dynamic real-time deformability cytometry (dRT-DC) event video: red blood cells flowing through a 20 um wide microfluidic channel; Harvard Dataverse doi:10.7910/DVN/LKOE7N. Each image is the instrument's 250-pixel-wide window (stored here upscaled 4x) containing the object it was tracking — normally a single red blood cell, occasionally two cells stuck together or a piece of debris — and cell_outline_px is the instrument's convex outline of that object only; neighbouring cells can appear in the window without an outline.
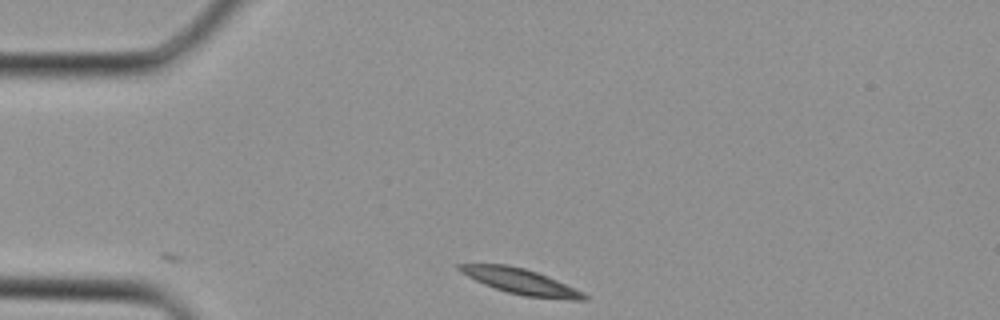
{"species": "Egyptian fruit bat (a non-hibernating species)", "species_latin": "Rousettus aegyptiacus", "temperature_condition": "cold", "stored_images_in_passage": 8, "camera_frame_rate_fps": 3000, "um_per_image_px": 0.085, "animal": {"sex": "female"}, "frame": {"image": 1, "passage_image": 1, "time_ms": 0.0, "image_size_px": [1000, 320], "cell_outline_px": [[588, 300], [572, 300], [524, 296], [508, 292], [484, 284], [460, 272], [456, 268], [456, 264], [508, 264], [524, 268], [548, 276], [576, 288], [584, 292], [588, 296]], "centroid_in_image_um": [44.3, 23.92], "position_along_channel_um": 40.7, "area_um2": 18.55}}
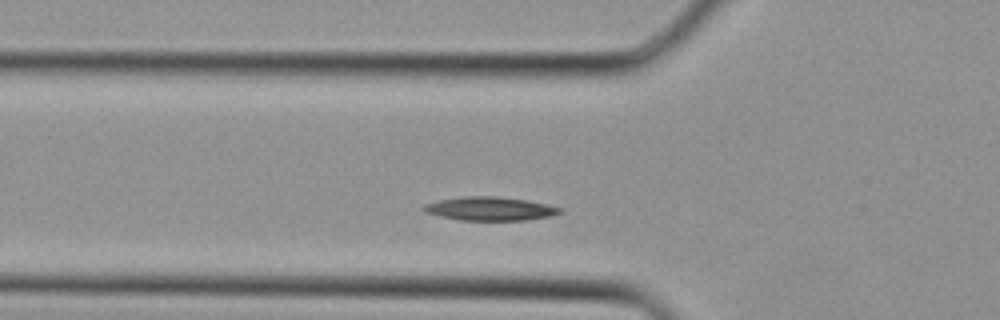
{"frame": {"image": 2, "passage_image": 5, "time_ms": 1.333, "image_size_px": [1000, 320], "cell_outline_px": [[564, 212], [552, 216], [524, 220], [460, 220], [440, 216], [424, 212], [420, 208], [424, 204], [440, 200], [464, 196], [496, 196], [528, 200], [548, 204], [564, 208]], "centroid_in_image_um": [41.69, 17.74], "position_along_channel_um": 84.1, "area_um2": 18.96}}
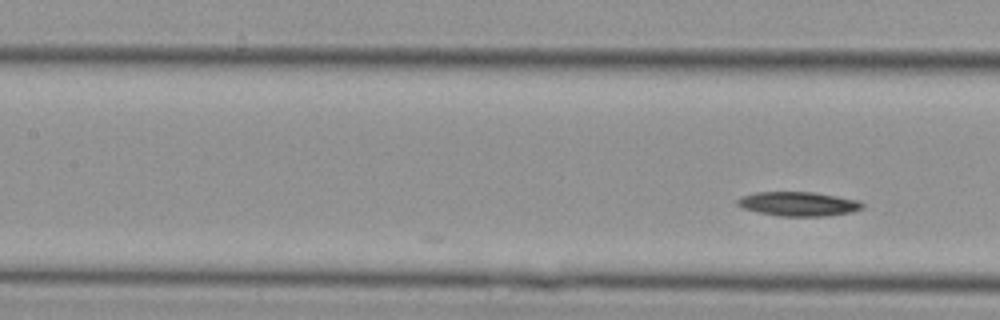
{"frame": {"image": 3, "passage_image": 8, "time_ms": 2.333, "image_size_px": [1000, 320], "cell_outline_px": [[864, 208], [852, 212], [824, 216], [780, 216], [740, 208], [736, 204], [736, 200], [740, 196], [756, 192], [812, 192], [860, 200], [864, 204]], "centroid_in_image_um": [67.85, 17.33], "position_along_channel_um": 139.6, "area_um2": 17.74}}